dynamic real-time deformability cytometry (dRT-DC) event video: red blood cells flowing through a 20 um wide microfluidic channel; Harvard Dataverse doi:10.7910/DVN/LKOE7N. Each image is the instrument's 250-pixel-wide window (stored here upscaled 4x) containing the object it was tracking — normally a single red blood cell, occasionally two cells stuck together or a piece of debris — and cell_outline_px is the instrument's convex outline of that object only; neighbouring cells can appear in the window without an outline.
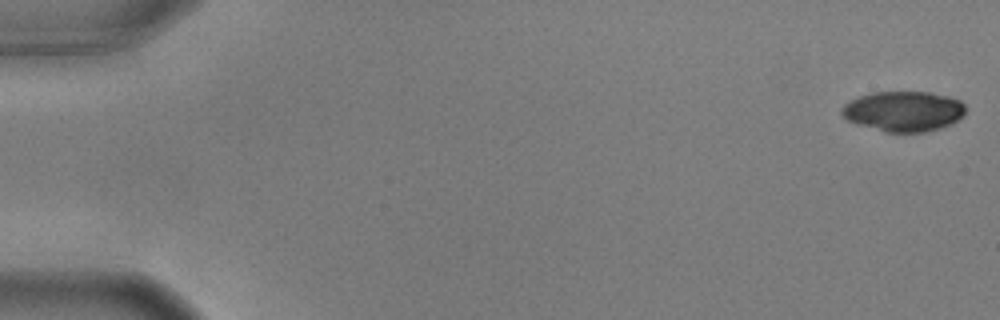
{"species": "common noctule bat (a hibernating species)", "species_latin": "Nyctalus noctula", "temperature_condition": "warm", "stored_images_in_passage": 57, "camera_frame_rate_fps": 3000, "um_per_image_px": 0.085, "animal": {"sex": "male", "body_mass_g": 17.9, "forearm_length_mm": 54.2}, "frame": {"image": 1, "passage_image": 1, "time_ms": 0.0, "image_size_px": [1000, 320], "cell_outline_px": [[964, 116], [952, 124], [940, 128], [924, 132], [884, 132], [856, 124], [848, 120], [840, 112], [840, 108], [844, 104], [860, 96], [872, 92], [928, 92], [948, 96], [960, 100], [964, 104]], "centroid_in_image_um": [76.8, 9.46], "position_along_channel_um": 8.2, "area_um2": 29.13}}
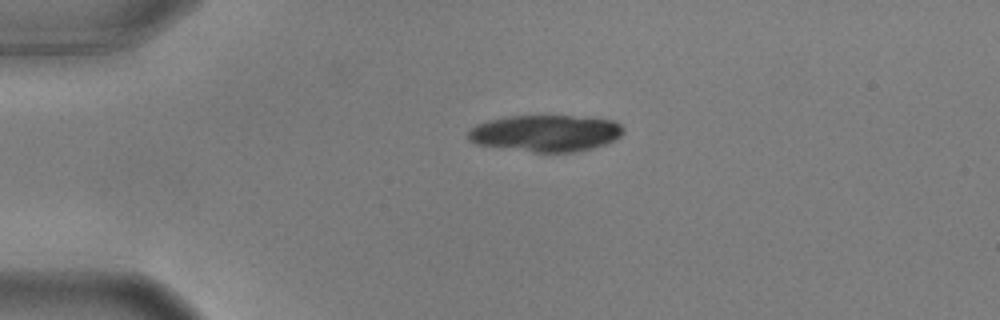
{"frame": {"image": 2, "passage_image": 13, "time_ms": 4.0, "image_size_px": [1000, 320], "cell_outline_px": [[624, 132], [616, 140], [592, 148], [572, 152], [532, 152], [476, 144], [468, 140], [468, 132], [476, 124], [488, 120], [512, 116], [572, 116], [616, 120], [624, 128]], "centroid_in_image_um": [46.4, 11.32], "position_along_channel_um": 38.6, "area_um2": 33.12}}